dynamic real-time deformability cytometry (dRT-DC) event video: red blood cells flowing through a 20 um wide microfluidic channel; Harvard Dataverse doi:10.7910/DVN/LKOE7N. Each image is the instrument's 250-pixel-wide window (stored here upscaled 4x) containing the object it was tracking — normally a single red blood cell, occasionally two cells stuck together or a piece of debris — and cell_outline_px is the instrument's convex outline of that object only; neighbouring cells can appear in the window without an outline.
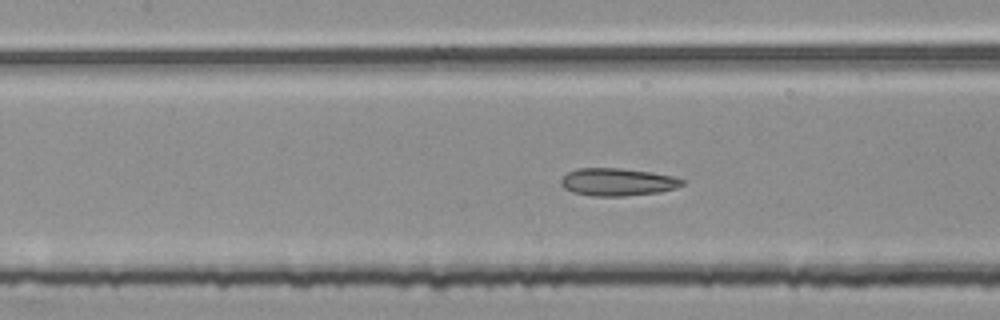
{"species": "common noctule bat (a hibernating species)", "species_latin": "Nyctalus noctula", "temperature_condition": "room temperature", "stored_images_in_passage": 53, "segment_of_instrument_passage": [2, 2], "camera_frame_rate_fps": 3000, "um_per_image_px": 0.085, "animal": {"sex": "female", "body_mass_g": 25.1}, "frame": {"image": 1, "passage_image": 25, "time_ms": 8.0, "image_size_px": [1000, 320], "cell_outline_px": [[684, 184], [676, 188], [660, 192], [624, 196], [592, 196], [572, 192], [564, 188], [560, 184], [560, 180], [568, 172], [576, 168], [620, 168], [652, 172], [672, 176], [684, 180]], "centroid_in_image_um": [52.47, 15.47], "position_along_channel_um": 154.9, "area_um2": 19.59}}
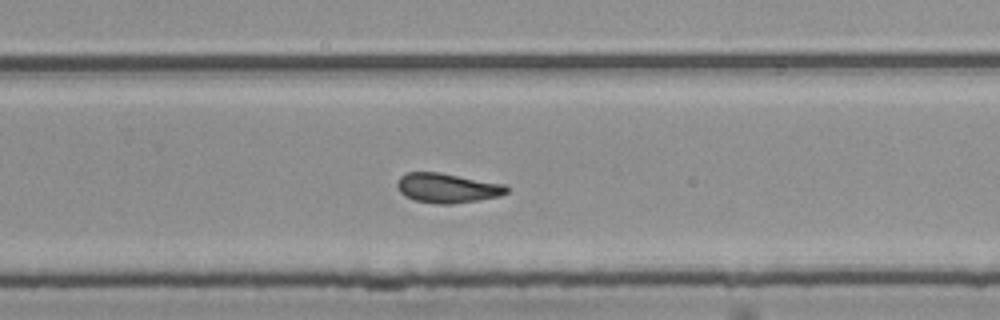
{"frame": {"image": 2, "passage_image": 36, "time_ms": 11.667, "image_size_px": [1000, 320], "cell_outline_px": [[508, 192], [500, 196], [480, 200], [452, 204], [440, 204], [416, 200], [404, 196], [400, 192], [396, 184], [396, 180], [404, 172], [436, 172], [504, 184], [508, 188]], "centroid_in_image_um": [37.99, 15.98], "position_along_channel_um": 291.8, "area_um2": 18.84}}
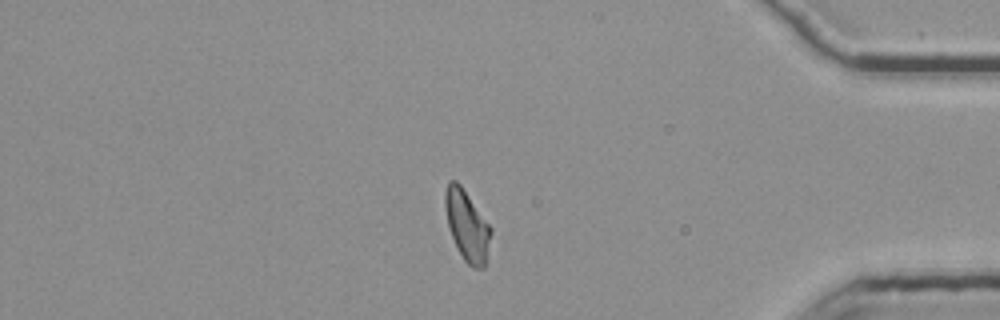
{"frame": {"image": 3, "passage_image": 47, "time_ms": 15.333, "image_size_px": [1000, 320], "cell_outline_px": [[492, 232], [484, 268], [472, 268], [464, 260], [452, 236], [448, 224], [444, 204], [444, 192], [448, 180], [456, 180], [460, 184], [492, 228]], "centroid_in_image_um": [39.69, 19.15], "position_along_channel_um": 395.5, "area_um2": 18.61}}